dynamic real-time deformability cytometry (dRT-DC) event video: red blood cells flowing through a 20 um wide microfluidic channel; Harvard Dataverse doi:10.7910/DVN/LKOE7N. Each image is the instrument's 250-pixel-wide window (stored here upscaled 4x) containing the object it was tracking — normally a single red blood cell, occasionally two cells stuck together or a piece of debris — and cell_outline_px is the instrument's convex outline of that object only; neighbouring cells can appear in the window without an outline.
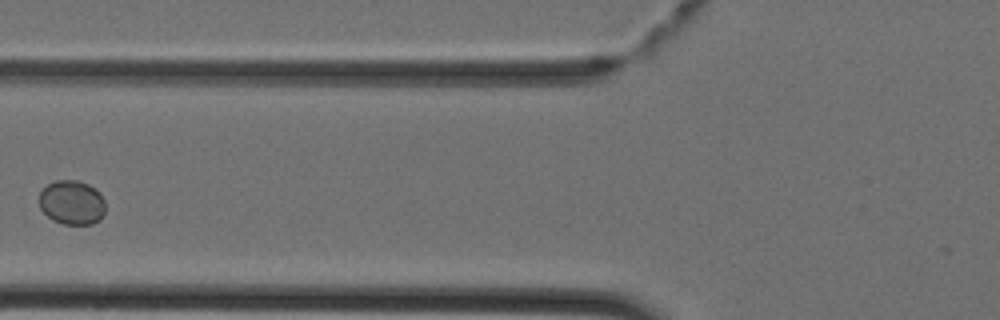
{"species": "Egyptian fruit bat (a non-hibernating species)", "species_latin": "Rousettus aegyptiacus", "temperature_condition": "cold", "stored_images_in_passage": 2, "camera_frame_rate_fps": 3000, "um_per_image_px": 0.085, "animal": {"sex": "female"}, "frame": {"image": 1, "passage_image": 2, "time_ms": 0.333, "image_size_px": [1000, 320], "cell_outline_px": [[104, 216], [100, 220], [92, 224], [64, 224], [52, 220], [40, 208], [40, 192], [48, 184], [56, 180], [76, 180], [88, 184], [100, 192], [104, 200]], "centroid_in_image_um": [6.13, 17.22], "position_along_channel_um": 119.7, "area_um2": 17.11}}